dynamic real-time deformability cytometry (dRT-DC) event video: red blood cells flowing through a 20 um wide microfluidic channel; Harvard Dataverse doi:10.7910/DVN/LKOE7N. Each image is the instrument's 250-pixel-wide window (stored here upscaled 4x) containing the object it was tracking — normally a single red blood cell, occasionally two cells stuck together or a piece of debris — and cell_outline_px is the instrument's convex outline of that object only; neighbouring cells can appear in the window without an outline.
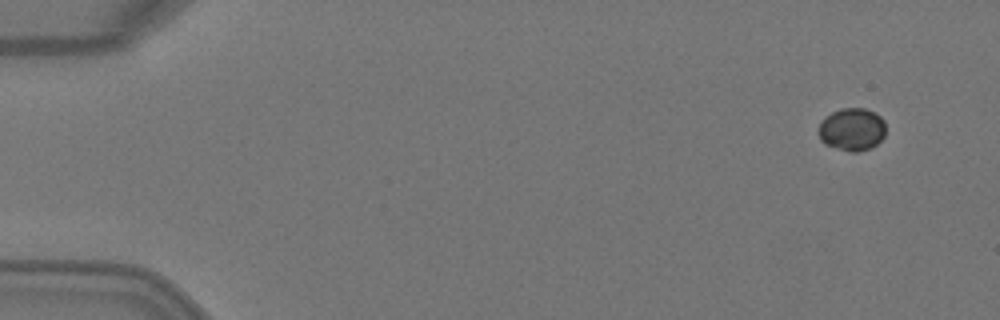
{"species": "Egyptian fruit bat (a non-hibernating species)", "species_latin": "Rousettus aegyptiacus", "temperature_condition": "warm", "stored_images_in_passage": 3, "camera_frame_rate_fps": 3000, "um_per_image_px": 0.085, "animal": {"sex": "female"}, "frame": {"image": 1, "passage_image": 1, "time_ms": 0.0, "image_size_px": [1000, 320], "cell_outline_px": [[884, 136], [876, 144], [868, 148], [856, 152], [848, 152], [824, 144], [820, 140], [816, 132], [824, 116], [840, 108], [864, 108], [876, 112], [884, 120]], "centroid_in_image_um": [72.37, 10.99], "position_along_channel_um": 12.6, "area_um2": 16.94}}
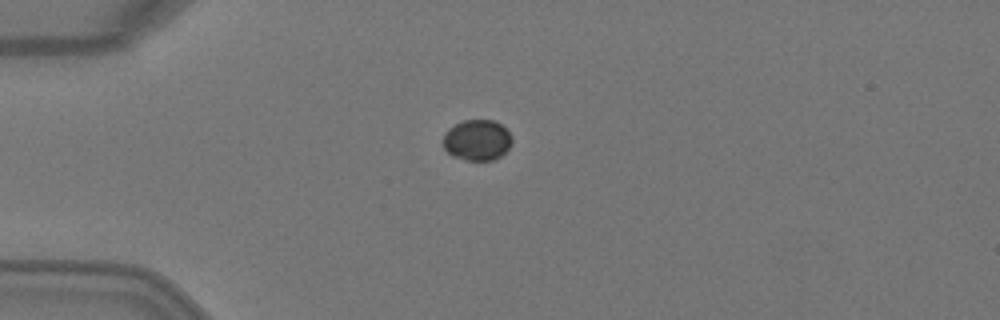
{"frame": {"image": 2, "passage_image": 3, "time_ms": 0.667, "image_size_px": [1000, 320], "cell_outline_px": [[512, 144], [500, 156], [492, 160], [468, 160], [452, 156], [444, 148], [444, 132], [448, 128], [464, 120], [496, 120], [512, 136]], "centroid_in_image_um": [40.55, 11.9], "position_along_channel_um": 44.4, "area_um2": 16.3}}